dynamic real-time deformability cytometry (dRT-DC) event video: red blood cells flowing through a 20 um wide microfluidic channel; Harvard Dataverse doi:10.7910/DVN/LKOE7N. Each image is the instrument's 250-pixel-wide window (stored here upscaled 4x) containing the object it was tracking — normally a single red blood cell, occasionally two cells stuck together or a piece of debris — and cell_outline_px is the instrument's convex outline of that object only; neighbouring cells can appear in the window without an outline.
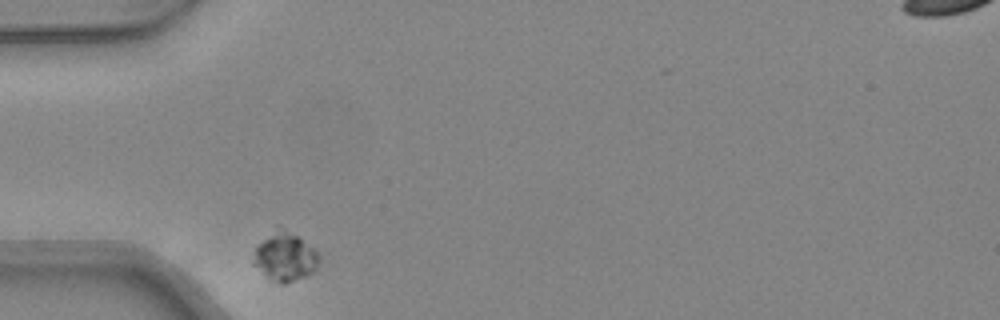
{"species": "common noctule bat (a hibernating species)", "species_latin": "Nyctalus noctula", "temperature_condition": "warm", "stored_images_in_passage": 29, "camera_frame_rate_fps": 3000, "um_per_image_px": 0.085, "animal": {"sex": "female", "body_mass_g": 24.6, "forearm_length_mm": 56.2}, "frame": {"image": 1, "passage_image": 1, "time_ms": 0.0, "image_size_px": [1000, 320], "cell_outline_px": [[320, 260], [316, 268], [312, 272], [304, 276], [284, 284], [280, 284], [268, 276], [252, 264], [252, 260], [256, 244], [280, 228], [300, 236], [320, 256]], "centroid_in_image_um": [24.22, 21.83], "position_along_channel_um": 60.8, "area_um2": 18.15}}
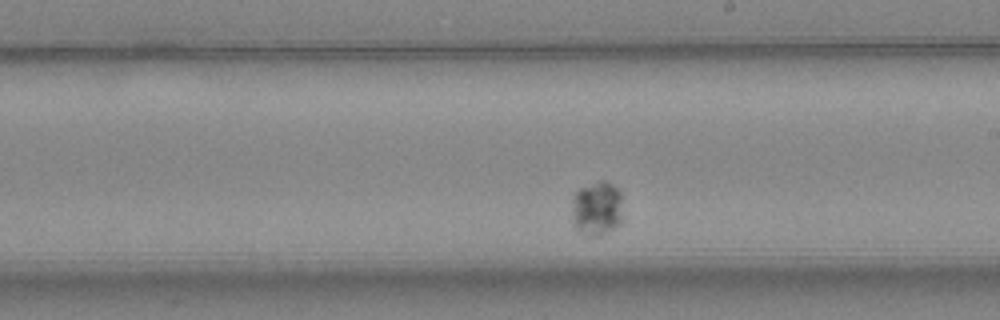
{"frame": {"image": 2, "passage_image": 17, "time_ms": 5.333, "image_size_px": [1000, 320], "cell_outline_px": [[620, 224], [600, 236], [588, 236], [580, 232], [576, 228], [572, 220], [572, 200], [576, 192], [580, 188], [600, 180], [604, 180], [612, 184], [620, 192]], "centroid_in_image_um": [50.7, 17.73], "position_along_channel_um": 238.3, "area_um2": 16.01}}
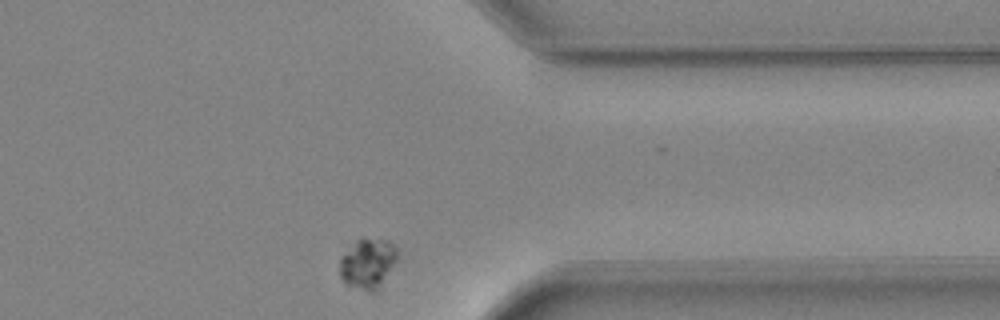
{"frame": {"image": 3, "passage_image": 29, "time_ms": 9.333, "image_size_px": [1000, 320], "cell_outline_px": [[400, 256], [380, 288], [376, 292], [368, 292], [348, 284], [340, 276], [340, 256], [360, 236], [388, 240], [396, 248]], "centroid_in_image_um": [31.29, 22.36], "position_along_channel_um": 380.1, "area_um2": 17.28}}